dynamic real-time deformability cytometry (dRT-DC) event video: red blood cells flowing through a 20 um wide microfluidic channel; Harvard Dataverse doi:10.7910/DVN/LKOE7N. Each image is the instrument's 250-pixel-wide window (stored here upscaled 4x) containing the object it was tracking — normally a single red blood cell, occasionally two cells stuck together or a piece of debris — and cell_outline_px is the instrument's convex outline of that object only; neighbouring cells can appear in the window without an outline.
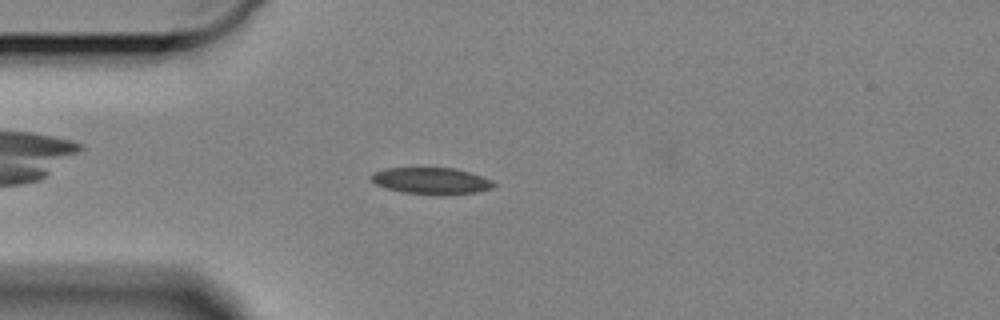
{"species": "Egyptian fruit bat (a non-hibernating species)", "species_latin": "Rousettus aegyptiacus", "temperature_condition": "cold", "stored_images_in_passage": 42, "camera_frame_rate_fps": 3000, "um_per_image_px": 0.085, "animal": {"sex": "female"}, "frame": {"image": 1, "passage_image": 4, "time_ms": 1.0, "image_size_px": [1000, 320], "cell_outline_px": [[496, 184], [492, 188], [476, 192], [440, 196], [436, 196], [400, 192], [376, 184], [372, 180], [372, 172], [384, 168], [456, 168], [484, 176], [492, 180]], "centroid_in_image_um": [36.69, 15.38], "position_along_channel_um": 48.3, "area_um2": 19.31}}
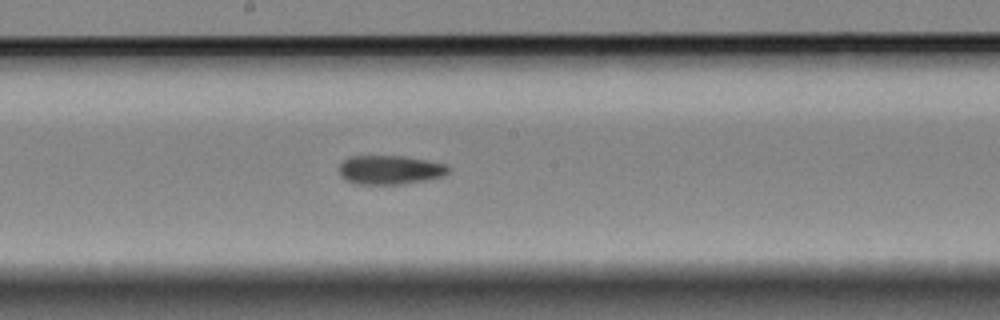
{"frame": {"image": 2, "passage_image": 20, "time_ms": 6.333, "image_size_px": [1000, 320], "cell_outline_px": [[452, 168], [444, 176], [404, 184], [356, 184], [344, 180], [340, 176], [340, 164], [348, 156], [404, 156], [428, 160], [448, 164]], "centroid_in_image_um": [33.17, 14.43], "position_along_channel_um": 215.0, "area_um2": 18.73}}
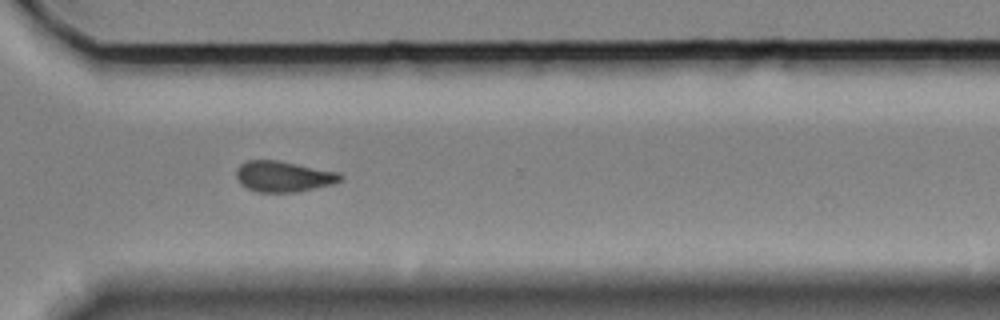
{"frame": {"image": 3, "passage_image": 32, "time_ms": 10.333, "image_size_px": [1000, 320], "cell_outline_px": [[344, 176], [340, 180], [332, 184], [296, 192], [256, 192], [240, 184], [236, 180], [236, 168], [240, 164], [248, 160], [280, 160], [340, 172]], "centroid_in_image_um": [24.07, 14.99], "position_along_channel_um": 346.5, "area_um2": 18.9}, "authors_computed_cell_mechanics": {"area_um2": 18.9006, "velocity_mm_per_s": 3.2954, "shape_relaxation_time_tau1_ms": 4.237, "shape_relaxation_time_tau2_ms": 3.9442, "deformation_change_tau1": 0.1091, "deformation_change_tau2": 0.1024}}